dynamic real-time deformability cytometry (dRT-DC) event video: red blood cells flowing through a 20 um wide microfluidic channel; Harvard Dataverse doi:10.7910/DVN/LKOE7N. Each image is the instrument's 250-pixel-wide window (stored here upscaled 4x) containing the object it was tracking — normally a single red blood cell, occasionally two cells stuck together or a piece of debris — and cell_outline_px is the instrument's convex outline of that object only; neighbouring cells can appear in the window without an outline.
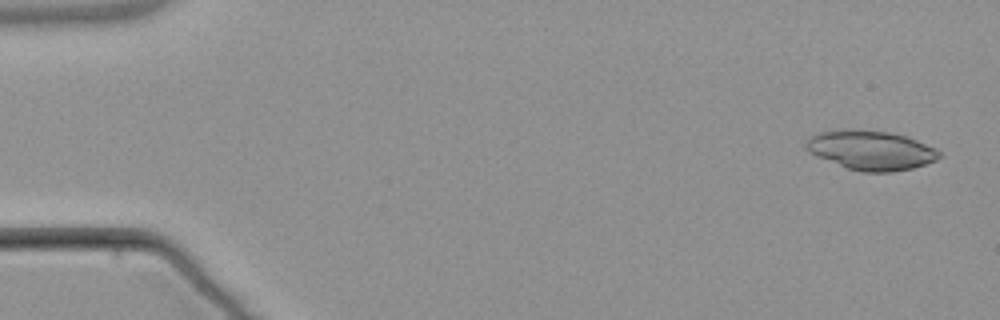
{"species": "common noctule bat (a hibernating species)", "species_latin": "Nyctalus noctula", "temperature_condition": "warm", "stored_images_in_passage": 5, "camera_frame_rate_fps": 3000, "um_per_image_px": 0.085, "animal": {"sex": "male", "body_mass_g": 21.5, "forearm_length_mm": 52.0}, "frame": {"image": 1, "passage_image": 1, "time_ms": 0.0, "image_size_px": [1000, 320], "cell_outline_px": [[944, 156], [936, 160], [912, 168], [892, 172], [860, 172], [848, 168], [816, 156], [808, 152], [804, 148], [804, 144], [808, 136], [820, 132], [848, 128], [888, 132], [908, 136], [936, 148]], "centroid_in_image_um": [74.01, 12.76], "position_along_channel_um": 11.0, "area_um2": 30.92}}